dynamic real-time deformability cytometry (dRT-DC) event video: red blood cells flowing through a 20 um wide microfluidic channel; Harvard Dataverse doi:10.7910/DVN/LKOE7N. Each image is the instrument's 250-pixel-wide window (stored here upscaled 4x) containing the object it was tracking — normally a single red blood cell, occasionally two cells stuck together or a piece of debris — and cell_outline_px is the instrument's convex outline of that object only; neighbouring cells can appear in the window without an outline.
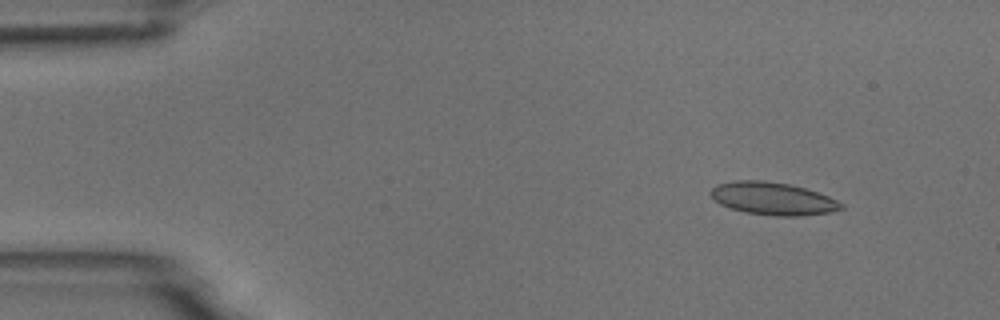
{"species": "common noctule bat (a hibernating species)", "species_latin": "Nyctalus noctula", "temperature_condition": "room temperature", "stored_images_in_passage": 6, "camera_frame_rate_fps": 3000, "um_per_image_px": 0.085, "animal": {"sex": "male", "body_mass_g": 18.8}, "frame": {"image": 1, "passage_image": 1, "time_ms": 0.0, "image_size_px": [1000, 320], "cell_outline_px": [[844, 208], [828, 212], [800, 216], [776, 216], [744, 212], [720, 204], [708, 192], [716, 184], [736, 180], [764, 180], [788, 184], [804, 188], [828, 196], [844, 204]], "centroid_in_image_um": [65.67, 16.87], "position_along_channel_um": 19.3, "area_um2": 24.68}}
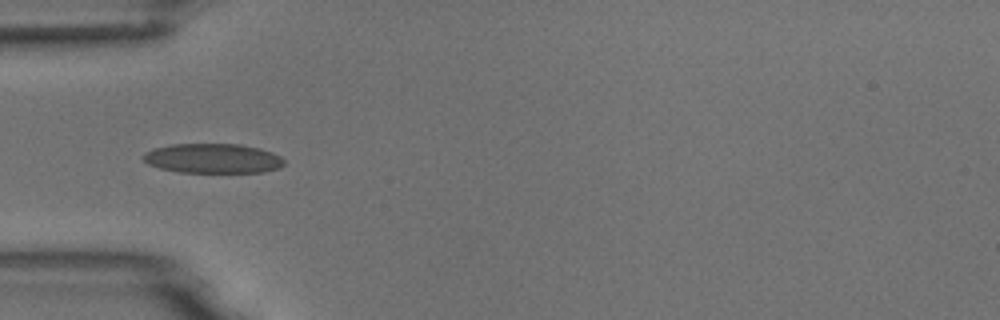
{"frame": {"image": 2, "passage_image": 4, "time_ms": 3.667, "image_size_px": [1000, 320], "cell_outline_px": [[284, 164], [280, 168], [264, 172], [180, 172], [160, 168], [148, 164], [140, 156], [144, 152], [156, 148], [172, 144], [240, 144], [260, 148], [272, 152], [280, 156], [284, 160]], "centroid_in_image_um": [18.1, 13.46], "position_along_channel_um": 66.9, "area_um2": 24.39}}